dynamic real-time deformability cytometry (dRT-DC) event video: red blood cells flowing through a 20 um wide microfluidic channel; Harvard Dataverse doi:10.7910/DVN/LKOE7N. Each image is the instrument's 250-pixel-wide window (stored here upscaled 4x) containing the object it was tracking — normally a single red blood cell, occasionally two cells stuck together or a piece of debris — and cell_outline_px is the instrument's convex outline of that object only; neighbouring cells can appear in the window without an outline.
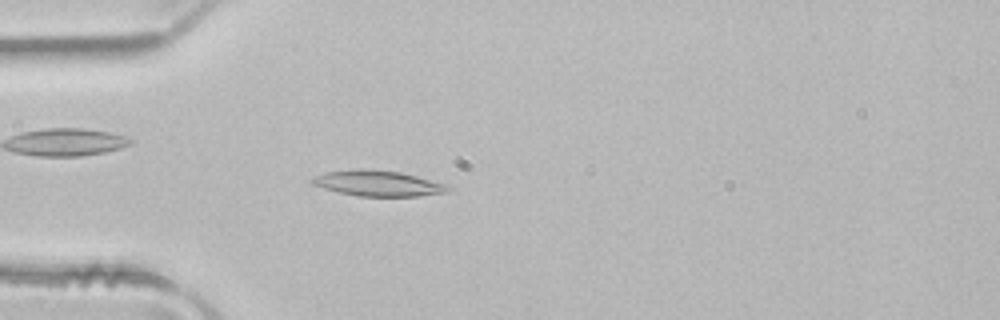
{"species": "common noctule bat (a hibernating species)", "species_latin": "Nyctalus noctula", "temperature_condition": "room temperature", "stored_images_in_passage": 49, "camera_frame_rate_fps": 3000, "um_per_image_px": 0.085, "animal": {"sex": "male", "body_mass_g": 21.5, "forearm_length_mm": 52.0}, "frame": {"image": 1, "passage_image": 13, "time_ms": 4.0, "image_size_px": [1000, 320], "cell_outline_px": [[452, 188], [444, 192], [420, 196], [360, 196], [340, 192], [324, 188], [312, 184], [312, 180], [316, 176], [324, 172], [360, 168], [400, 172], [448, 184]], "centroid_in_image_um": [32.15, 15.58], "position_along_channel_um": 52.9, "area_um2": 20.06}}
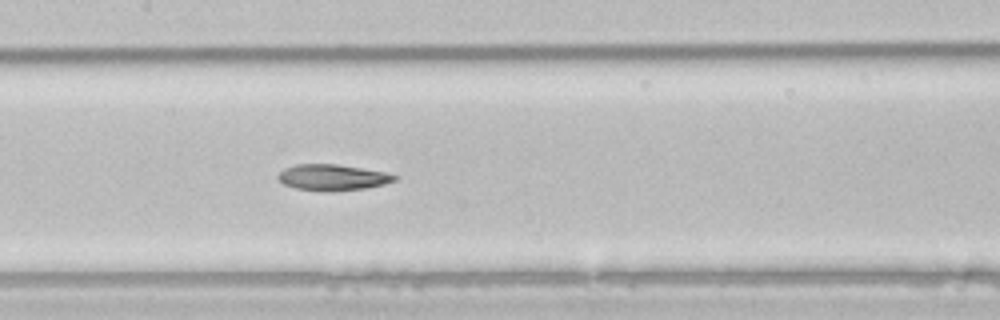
{"frame": {"image": 2, "passage_image": 23, "time_ms": 7.333, "image_size_px": [1000, 320], "cell_outline_px": [[400, 176], [396, 180], [384, 184], [364, 188], [296, 188], [284, 184], [276, 176], [284, 168], [296, 164], [336, 164], [388, 172]], "centroid_in_image_um": [28.31, 15.01], "position_along_channel_um": 179.1, "area_um2": 16.76}}
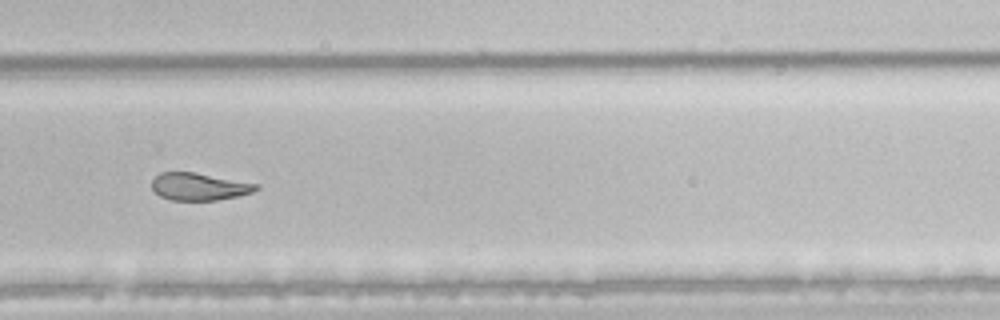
{"frame": {"image": 3, "passage_image": 33, "time_ms": 10.667, "image_size_px": [1000, 320], "cell_outline_px": [[260, 188], [252, 192], [240, 196], [216, 200], [168, 200], [160, 196], [152, 188], [152, 180], [160, 172], [192, 172], [260, 184]], "centroid_in_image_um": [16.94, 15.87], "position_along_channel_um": 312.9, "area_um2": 16.65}, "authors_computed_cell_mechanics": {"area_um2": 19.652, "velocity_mm_per_s": 4.0375, "shape_relaxation_time_tau1_ms": null, "shape_relaxation_time_tau2_ms": 3.3772, "deformation_change_tau1": null, "deformation_change_tau2": 0.1072}}